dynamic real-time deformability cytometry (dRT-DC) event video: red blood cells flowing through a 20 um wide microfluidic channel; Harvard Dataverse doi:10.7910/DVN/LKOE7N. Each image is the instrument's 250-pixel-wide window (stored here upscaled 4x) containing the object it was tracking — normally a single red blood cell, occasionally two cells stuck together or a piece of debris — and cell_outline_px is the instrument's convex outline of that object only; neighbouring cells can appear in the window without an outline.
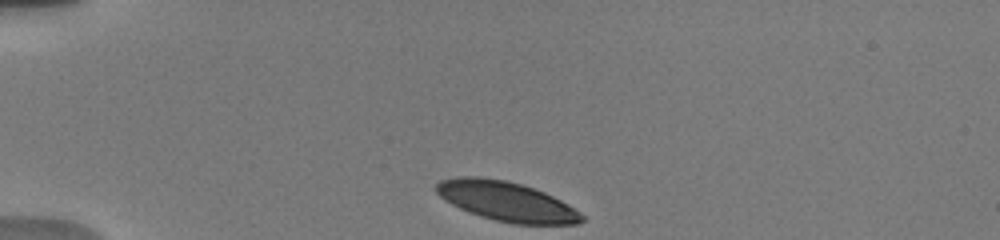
{"species": "human", "species_latin": "Homo sapiens", "temperature_condition": "warm", "stored_images_in_passage": 12, "camera_frame_rate_fps": 3000, "um_per_image_px": 0.085, "donor": {"sex": "male"}, "frame": {"image": 1, "passage_image": 1, "time_ms": 0.0, "image_size_px": [1000, 240], "cell_outline_px": [[584, 220], [580, 224], [512, 224], [480, 216], [460, 208], [444, 200], [436, 192], [436, 184], [440, 180], [456, 176], [476, 176], [504, 180], [520, 184], [544, 192], [568, 204], [580, 212], [584, 216]], "centroid_in_image_um": [43.04, 17.12], "position_along_channel_um": 42.0, "area_um2": 33.41}}